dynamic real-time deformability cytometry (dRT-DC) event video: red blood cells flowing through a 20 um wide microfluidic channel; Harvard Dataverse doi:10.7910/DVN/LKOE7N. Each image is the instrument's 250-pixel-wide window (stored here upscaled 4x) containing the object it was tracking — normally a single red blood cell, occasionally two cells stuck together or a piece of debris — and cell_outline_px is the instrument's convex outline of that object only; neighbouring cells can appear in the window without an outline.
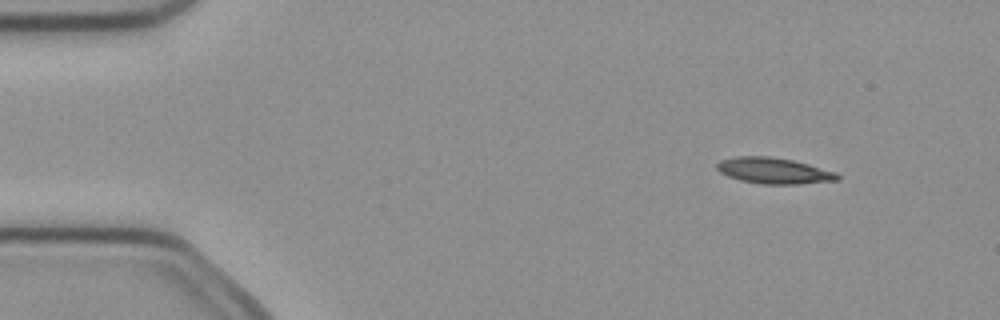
{"species": "common noctule bat (a hibernating species)", "species_latin": "Nyctalus noctula", "temperature_condition": "cold", "stored_images_in_passage": 4, "camera_frame_rate_fps": 3000, "um_per_image_px": 0.085, "animal": {"sex": "female", "body_mass_g": 21.9}, "frame": {"image": 1, "passage_image": 1, "time_ms": 0.0, "image_size_px": [1000, 320], "cell_outline_px": [[840, 180], [800, 184], [764, 184], [740, 180], [728, 176], [720, 172], [716, 168], [716, 164], [720, 160], [736, 156], [772, 156], [792, 160], [808, 164], [836, 172], [840, 176]], "centroid_in_image_um": [65.78, 14.51], "position_along_channel_um": 19.2, "area_um2": 18.32}}
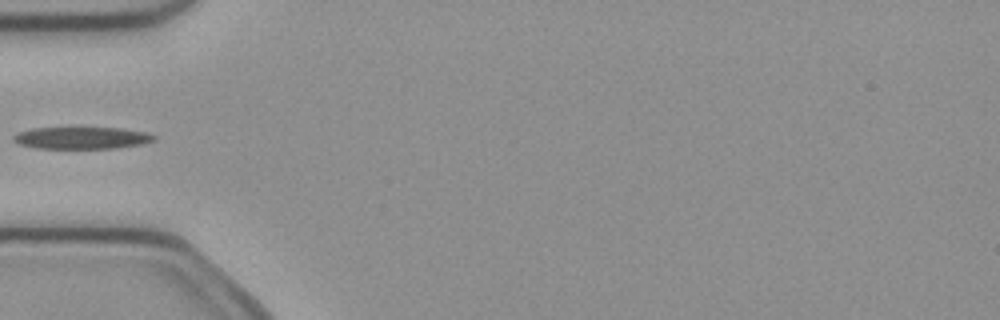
{"frame": {"image": 2, "passage_image": 4, "time_ms": 1.0, "image_size_px": [1000, 320], "cell_outline_px": [[156, 140], [140, 144], [116, 148], [36, 148], [20, 144], [12, 140], [12, 136], [16, 132], [32, 128], [120, 128], [148, 132], [156, 136]], "centroid_in_image_um": [6.93, 11.72], "position_along_channel_um": 78.1, "area_um2": 18.03}}